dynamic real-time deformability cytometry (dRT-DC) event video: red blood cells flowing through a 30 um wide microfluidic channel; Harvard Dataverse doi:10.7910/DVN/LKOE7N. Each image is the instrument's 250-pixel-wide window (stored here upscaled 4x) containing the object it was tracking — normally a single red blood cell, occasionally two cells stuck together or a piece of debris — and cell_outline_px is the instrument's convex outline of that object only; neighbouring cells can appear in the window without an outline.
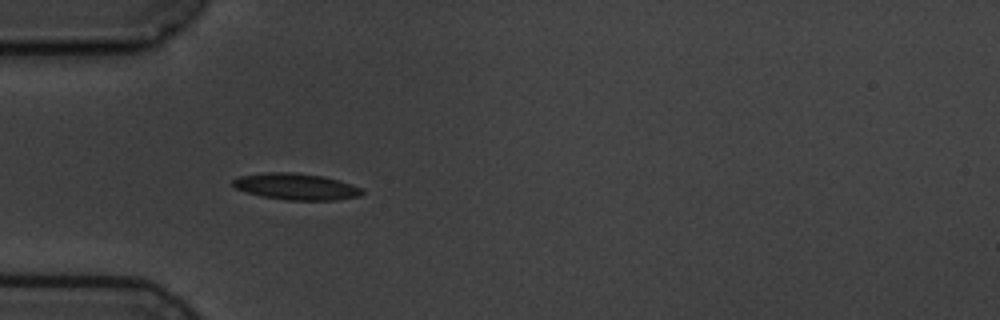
{"species": "common noctule bat (a hibernating species)", "species_latin": "Nyctalus noctula", "temperature_condition": "cold", "stored_images_in_passage": 5, "camera_frame_rate_fps": 3000, "um_per_image_px": 0.085, "animal": {"sex": "male", "body_mass_g": 19.5, "forearm_length_mm": 54.6}, "frame": {"image": 1, "passage_image": 4, "time_ms": 3.667, "image_size_px": [1000, 320], "cell_outline_px": [[364, 192], [360, 196], [336, 200], [288, 200], [260, 196], [236, 188], [232, 184], [232, 180], [240, 176], [264, 172], [296, 172], [324, 176], [340, 180], [364, 188]], "centroid_in_image_um": [25.21, 15.85], "position_along_channel_um": 59.8, "area_um2": 20.11}}
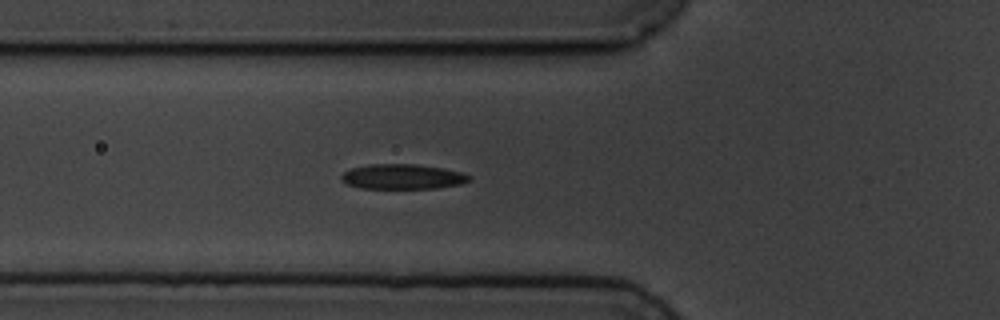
{"frame": {"image": 2, "passage_image": 5, "time_ms": 4.667, "image_size_px": [1000, 320], "cell_outline_px": [[472, 180], [460, 184], [436, 188], [360, 188], [348, 184], [340, 180], [340, 176], [344, 172], [352, 168], [368, 164], [416, 164], [444, 168], [464, 172], [472, 176]], "centroid_in_image_um": [34.25, 15.01], "position_along_channel_um": 91.5, "area_um2": 18.79}}